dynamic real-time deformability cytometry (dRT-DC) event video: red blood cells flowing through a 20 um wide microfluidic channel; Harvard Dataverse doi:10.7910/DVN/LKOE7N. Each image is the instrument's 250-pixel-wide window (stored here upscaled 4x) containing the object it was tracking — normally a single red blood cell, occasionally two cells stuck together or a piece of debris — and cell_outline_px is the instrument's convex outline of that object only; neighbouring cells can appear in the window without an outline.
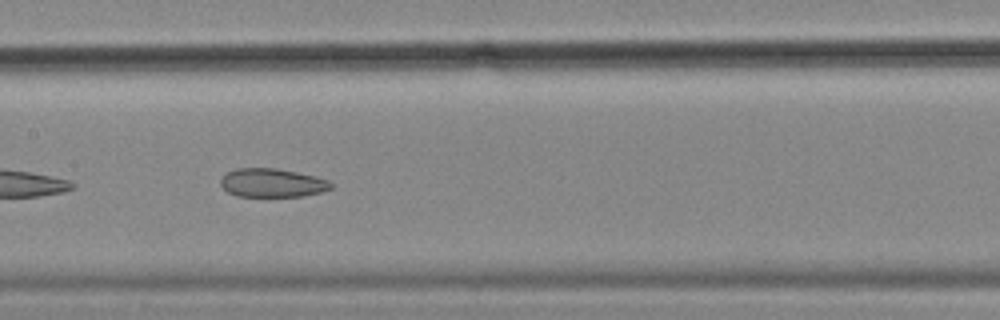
{"species": "common noctule bat (a hibernating species)", "species_latin": "Nyctalus noctula", "temperature_condition": "cold", "stored_images_in_passage": 7, "camera_frame_rate_fps": 3000, "um_per_image_px": 0.085, "animal": {"sex": "female", "body_mass_g": 18.4}, "frame": {"image": 1, "passage_image": 7, "time_ms": 2.0, "image_size_px": [1000, 320], "cell_outline_px": [[332, 188], [320, 192], [304, 196], [236, 196], [228, 192], [220, 184], [220, 180], [228, 172], [236, 168], [276, 168], [316, 176], [328, 180], [332, 184]], "centroid_in_image_um": [23.14, 15.54], "position_along_channel_um": 184.3, "area_um2": 18.32}}